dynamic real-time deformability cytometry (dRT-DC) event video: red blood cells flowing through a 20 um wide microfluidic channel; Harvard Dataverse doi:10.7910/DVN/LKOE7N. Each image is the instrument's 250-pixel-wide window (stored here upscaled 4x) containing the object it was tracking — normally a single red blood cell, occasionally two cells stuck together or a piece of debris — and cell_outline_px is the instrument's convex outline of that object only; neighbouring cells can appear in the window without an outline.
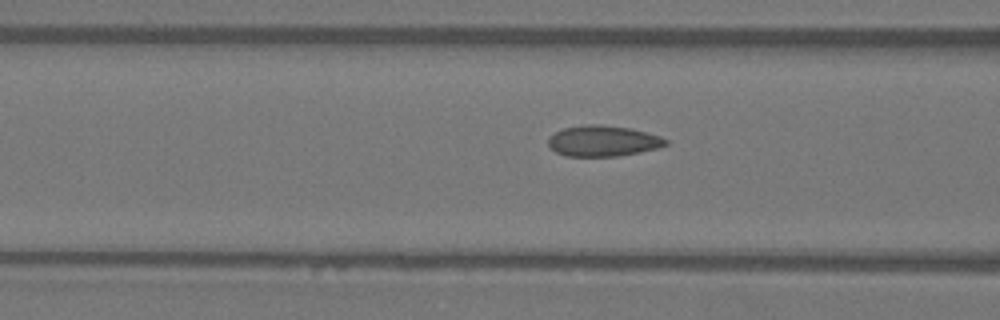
{"species": "Egyptian fruit bat (a non-hibernating species)", "species_latin": "Rousettus aegyptiacus", "temperature_condition": "warm", "stored_images_in_passage": 26, "camera_frame_rate_fps": 3000, "um_per_image_px": 0.085, "animal": {"sex": "female"}, "frame": {"image": 1, "passage_image": 11, "time_ms": 3.333, "image_size_px": [1000, 320], "cell_outline_px": [[668, 144], [660, 148], [640, 152], [616, 156], [564, 156], [556, 152], [548, 144], [548, 136], [564, 128], [584, 124], [600, 124], [632, 128], [660, 136], [668, 140]], "centroid_in_image_um": [51.27, 11.97], "position_along_channel_um": 115.3, "area_um2": 21.27}}
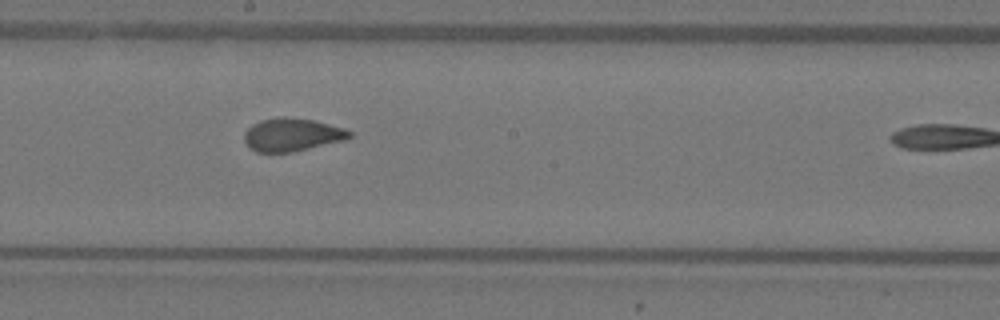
{"frame": {"image": 2, "passage_image": 19, "time_ms": 6.0, "image_size_px": [1000, 320], "cell_outline_px": [[352, 136], [348, 140], [292, 152], [256, 152], [248, 148], [244, 140], [244, 132], [252, 124], [260, 120], [284, 116], [312, 120], [344, 128], [352, 132]], "centroid_in_image_um": [24.82, 11.46], "position_along_channel_um": 223.4, "area_um2": 20.46}}
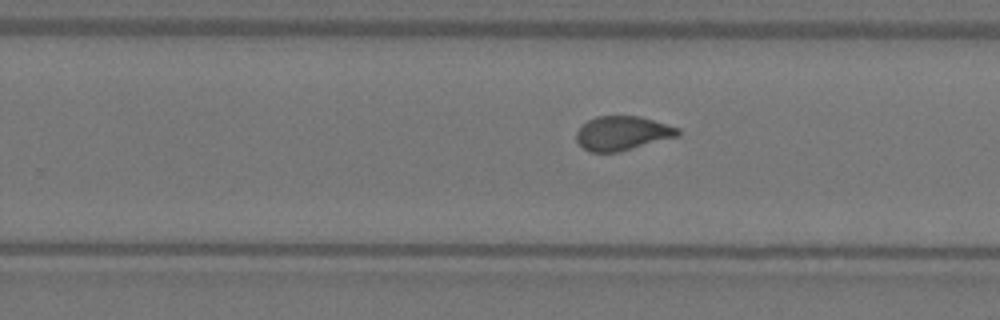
{"frame": {"image": 3, "passage_image": 23, "time_ms": 7.333, "image_size_px": [1000, 320], "cell_outline_px": [[680, 136], [620, 152], [588, 152], [576, 140], [576, 132], [588, 120], [596, 116], [640, 116], [680, 128]], "centroid_in_image_um": [52.93, 11.33], "position_along_channel_um": 276.9, "area_um2": 20.35}}